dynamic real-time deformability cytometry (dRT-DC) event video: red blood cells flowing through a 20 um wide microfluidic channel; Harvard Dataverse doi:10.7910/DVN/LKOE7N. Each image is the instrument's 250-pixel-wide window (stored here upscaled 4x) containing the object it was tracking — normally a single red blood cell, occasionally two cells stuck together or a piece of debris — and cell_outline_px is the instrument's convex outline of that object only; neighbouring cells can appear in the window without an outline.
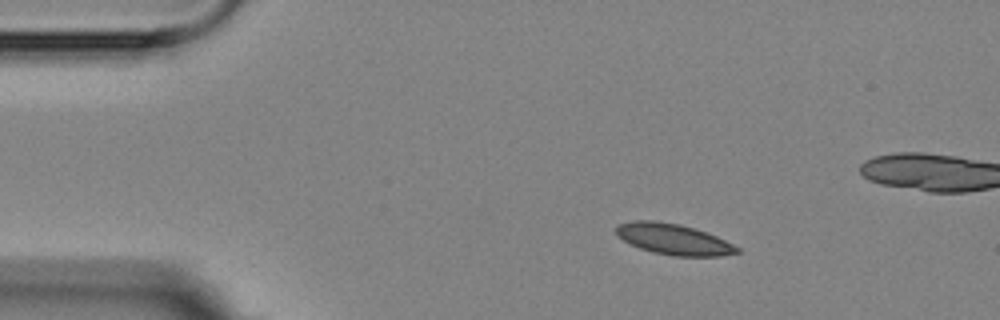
{"species": "Egyptian fruit bat (a non-hibernating species)", "species_latin": "Rousettus aegyptiacus", "temperature_condition": "room temperature", "stored_images_in_passage": 3, "segment_of_instrument_passage": [1, 2], "camera_frame_rate_fps": 3000, "um_per_image_px": 0.085, "animal": {"sex": "female"}, "frame": {"image": 1, "passage_image": 1, "time_ms": 0.0, "image_size_px": [1000, 320], "cell_outline_px": [[740, 252], [720, 256], [672, 256], [652, 252], [640, 248], [616, 236], [616, 228], [620, 224], [632, 220], [656, 220], [680, 224], [708, 232], [740, 248]], "centroid_in_image_um": [57.25, 20.33], "position_along_channel_um": 27.8, "area_um2": 21.79}}